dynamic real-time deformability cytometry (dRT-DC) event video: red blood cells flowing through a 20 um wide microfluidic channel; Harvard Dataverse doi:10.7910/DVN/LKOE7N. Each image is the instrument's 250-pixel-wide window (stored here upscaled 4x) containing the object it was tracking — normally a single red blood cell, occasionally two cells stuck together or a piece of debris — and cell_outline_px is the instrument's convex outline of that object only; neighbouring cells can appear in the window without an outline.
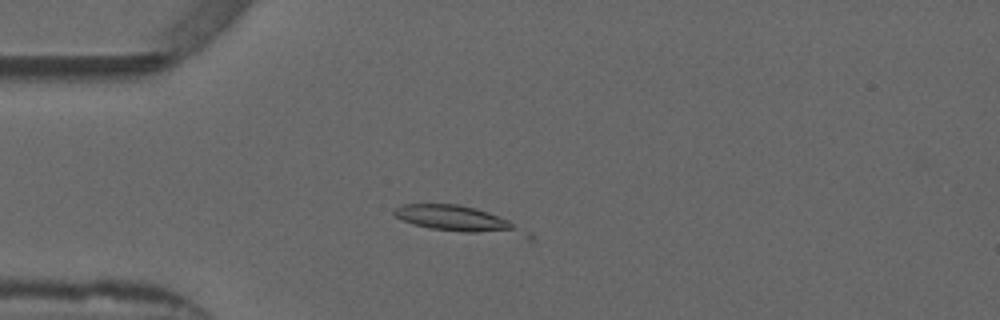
{"species": "common noctule bat (a hibernating species)", "species_latin": "Nyctalus noctula", "temperature_condition": "warm", "stored_images_in_passage": 7, "camera_frame_rate_fps": 3000, "um_per_image_px": 0.085, "animal": {"sex": "male", "forearm_length_mm": 52.5}, "frame": {"image": 1, "passage_image": 6, "time_ms": 1.667, "image_size_px": [1000, 320], "cell_outline_px": [[536, 236], [532, 240], [528, 240], [428, 228], [412, 224], [396, 216], [392, 212], [392, 208], [404, 204], [456, 204], [476, 208], [508, 220], [532, 232]], "centroid_in_image_um": [39.16, 18.72], "position_along_channel_um": 45.8, "area_um2": 20.92}}